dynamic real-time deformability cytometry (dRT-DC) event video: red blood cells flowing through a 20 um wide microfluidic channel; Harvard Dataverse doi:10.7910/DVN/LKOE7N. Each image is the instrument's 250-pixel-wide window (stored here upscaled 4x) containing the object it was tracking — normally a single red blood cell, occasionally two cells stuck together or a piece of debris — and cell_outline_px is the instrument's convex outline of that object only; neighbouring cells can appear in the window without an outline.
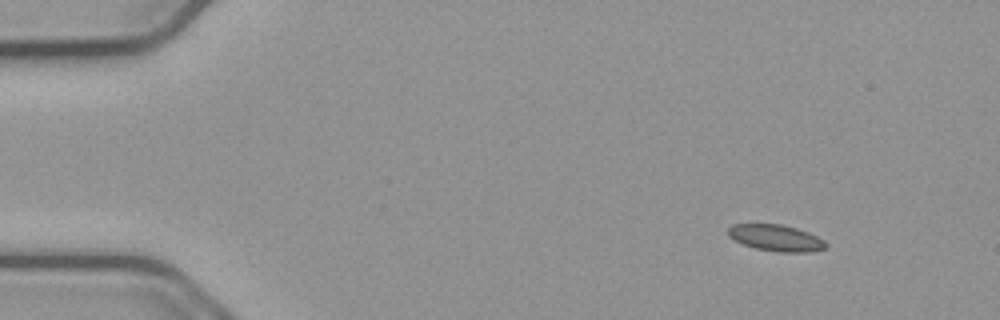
{"species": "common noctule bat (a hibernating species)", "species_latin": "Nyctalus noctula", "temperature_condition": "cold", "stored_images_in_passage": 50, "camera_frame_rate_fps": 3000, "um_per_image_px": 0.085, "animal": {"sex": "male", "body_mass_g": 23.1, "forearm_length_mm": 52.7}, "frame": {"image": 1, "passage_image": 1, "time_ms": 0.0, "image_size_px": [1000, 320], "cell_outline_px": [[828, 244], [824, 248], [808, 252], [776, 252], [756, 248], [744, 244], [728, 236], [728, 228], [732, 224], [780, 224], [796, 228], [808, 232], [824, 240]], "centroid_in_image_um": [65.95, 20.22], "position_along_channel_um": 19.0, "area_um2": 14.91}}
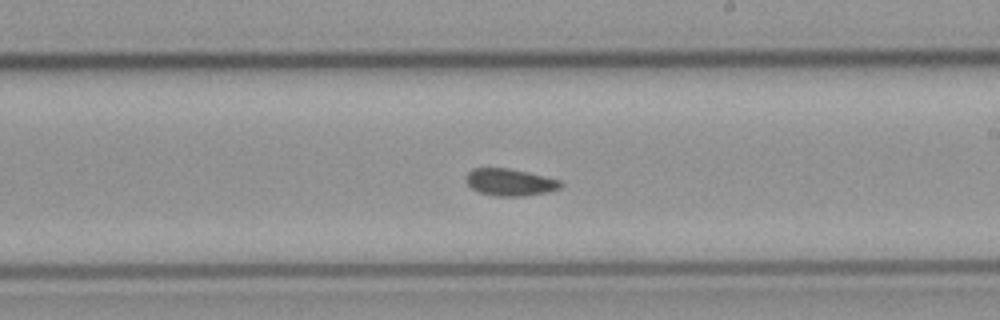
{"frame": {"image": 2, "passage_image": 27, "time_ms": 8.667, "image_size_px": [1000, 320], "cell_outline_px": [[564, 184], [560, 188], [548, 192], [524, 196], [496, 196], [480, 192], [472, 188], [468, 184], [464, 176], [472, 168], [508, 168], [528, 172], [560, 180]], "centroid_in_image_um": [43.35, 15.48], "position_along_channel_um": 245.7, "area_um2": 14.97}}
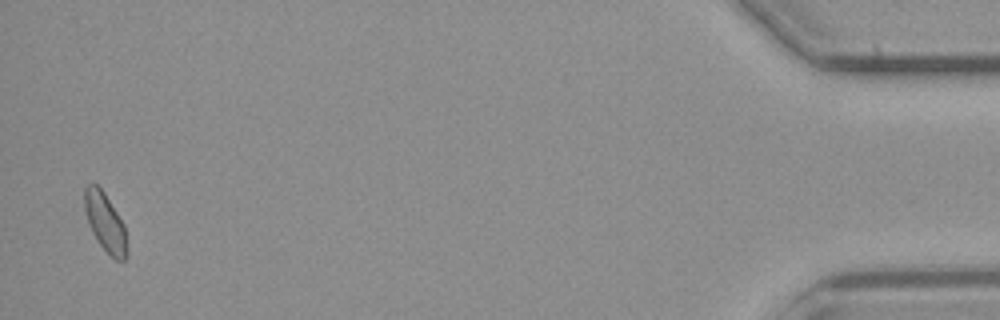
{"frame": {"image": 3, "passage_image": 49, "time_ms": 16.0, "image_size_px": [1000, 320], "cell_outline_px": [[128, 256], [124, 260], [116, 260], [100, 244], [92, 232], [88, 224], [84, 208], [84, 188], [88, 184], [96, 184], [104, 192], [124, 224], [128, 252]], "centroid_in_image_um": [8.94, 18.89], "position_along_channel_um": 426.3, "area_um2": 14.39}}